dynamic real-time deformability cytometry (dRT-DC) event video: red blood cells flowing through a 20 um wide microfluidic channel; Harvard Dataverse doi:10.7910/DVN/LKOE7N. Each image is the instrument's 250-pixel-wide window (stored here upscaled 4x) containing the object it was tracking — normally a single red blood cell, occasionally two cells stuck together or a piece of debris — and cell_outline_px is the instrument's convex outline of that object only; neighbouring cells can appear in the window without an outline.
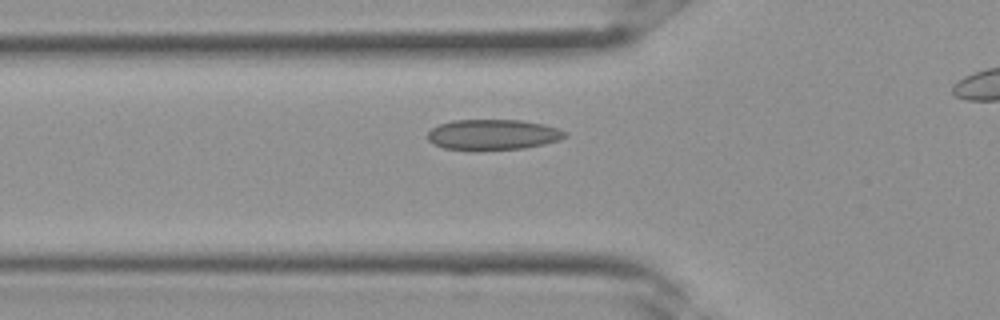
{"species": "Egyptian fruit bat (a non-hibernating species)", "species_latin": "Rousettus aegyptiacus", "temperature_condition": "room temperature", "stored_images_in_passage": 27, "camera_frame_rate_fps": 3000, "um_per_image_px": 0.085, "frame": {"image": 1, "passage_image": 9, "time_ms": 2.667, "image_size_px": [1000, 320], "cell_outline_px": [[568, 136], [560, 140], [544, 144], [524, 148], [480, 152], [476, 152], [444, 148], [432, 144], [428, 140], [428, 132], [432, 128], [440, 124], [452, 120], [520, 120], [544, 124], [568, 132]], "centroid_in_image_um": [41.89, 11.47], "position_along_channel_um": 83.9, "area_um2": 25.09}}
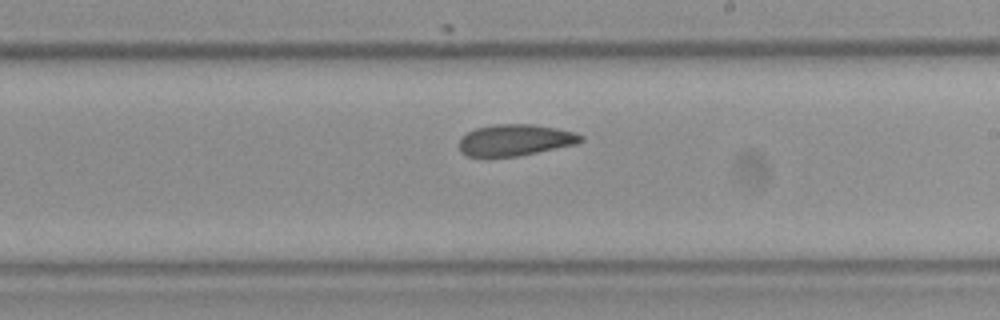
{"frame": {"image": 2, "passage_image": 17, "time_ms": 5.333, "image_size_px": [1000, 320], "cell_outline_px": [[584, 140], [576, 144], [516, 156], [484, 160], [468, 156], [460, 152], [460, 136], [476, 128], [496, 124], [532, 124], [556, 128], [576, 132], [584, 136]], "centroid_in_image_um": [43.73, 11.94], "position_along_channel_um": 245.3, "area_um2": 22.83}}
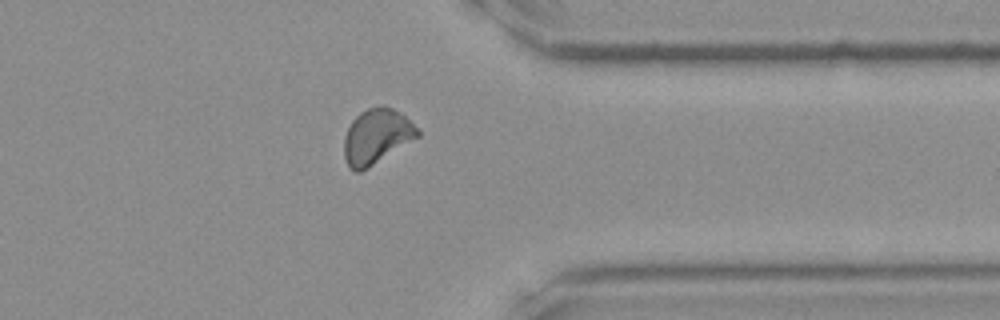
{"frame": {"image": 3, "passage_image": 24, "time_ms": 7.667, "image_size_px": [1000, 320], "cell_outline_px": [[420, 136], [368, 168], [360, 172], [356, 172], [348, 168], [344, 156], [344, 136], [352, 120], [360, 112], [368, 108], [384, 104], [400, 112], [420, 132]], "centroid_in_image_um": [31.98, 11.6], "position_along_channel_um": 379.4, "area_um2": 23.58}}